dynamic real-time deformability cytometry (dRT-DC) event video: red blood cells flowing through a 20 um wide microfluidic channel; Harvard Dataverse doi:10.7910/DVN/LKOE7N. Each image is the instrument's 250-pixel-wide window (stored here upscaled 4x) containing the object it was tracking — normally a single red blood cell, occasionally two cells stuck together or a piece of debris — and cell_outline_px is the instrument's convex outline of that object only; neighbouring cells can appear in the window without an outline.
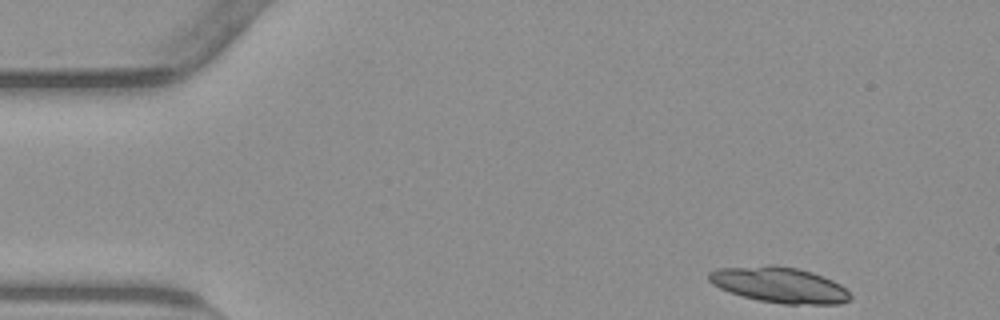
{"species": "common noctule bat (a hibernating species)", "species_latin": "Nyctalus noctula", "temperature_condition": "warm", "stored_images_in_passage": 49, "camera_frame_rate_fps": 3000, "um_per_image_px": 0.085, "animal": {"sex": "male", "body_mass_g": 23.1, "forearm_length_mm": 52.7}, "frame": {"image": 1, "passage_image": 1, "time_ms": 0.0, "image_size_px": [1000, 320], "cell_outline_px": [[852, 296], [848, 300], [840, 304], [784, 304], [760, 300], [728, 292], [712, 284], [708, 280], [708, 272], [716, 268], [768, 264], [772, 264], [796, 268], [812, 272], [824, 276], [840, 284]], "centroid_in_image_um": [66.22, 24.2], "position_along_channel_um": 18.8, "area_um2": 29.54}}